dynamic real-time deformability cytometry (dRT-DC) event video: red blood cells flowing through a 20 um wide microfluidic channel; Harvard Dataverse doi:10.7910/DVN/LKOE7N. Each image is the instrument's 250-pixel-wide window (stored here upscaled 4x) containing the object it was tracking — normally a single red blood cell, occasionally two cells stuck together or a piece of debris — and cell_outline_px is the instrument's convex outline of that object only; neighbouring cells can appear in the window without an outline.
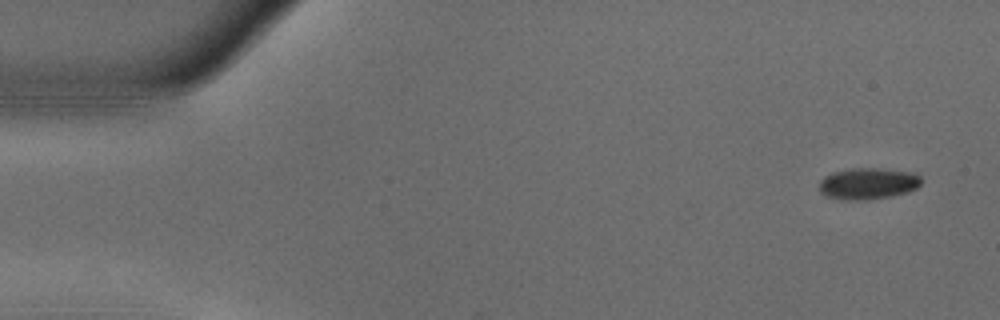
{"species": "common noctule bat (a hibernating species)", "species_latin": "Nyctalus noctula", "temperature_condition": "warm", "stored_images_in_passage": 52, "camera_frame_rate_fps": 3000, "um_per_image_px": 0.085, "animal": {"sex": "male", "body_mass_g": 18.8}, "frame": {"image": 1, "passage_image": 1, "time_ms": 0.0, "image_size_px": [1000, 320], "cell_outline_px": [[920, 184], [916, 188], [908, 192], [892, 196], [868, 200], [840, 200], [824, 196], [820, 192], [820, 180], [824, 176], [832, 172], [852, 168], [880, 168], [912, 172], [920, 176]], "centroid_in_image_um": [73.75, 15.61], "position_along_channel_um": 11.3, "area_um2": 18.96}}
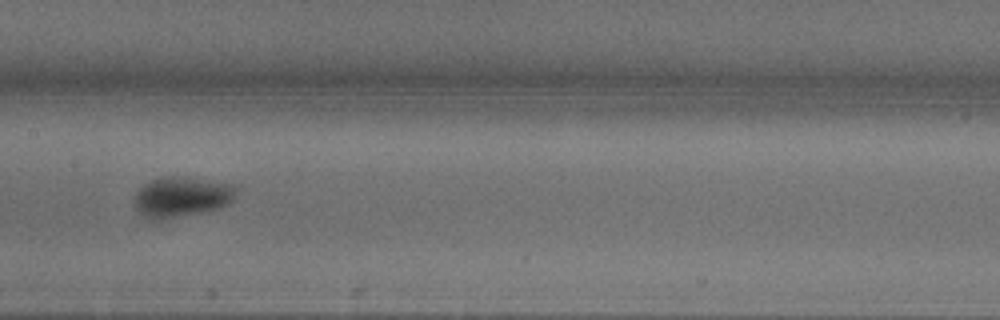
{"frame": {"image": 2, "passage_image": 25, "time_ms": 8.0, "image_size_px": [1000, 320], "cell_outline_px": [[236, 188], [232, 200], [228, 204], [220, 208], [164, 220], [148, 220], [136, 208], [136, 192], [144, 184], [152, 180], [164, 176], [184, 176], [232, 184]], "centroid_in_image_um": [15.43, 16.74], "position_along_channel_um": 192.0, "area_um2": 23.87}}
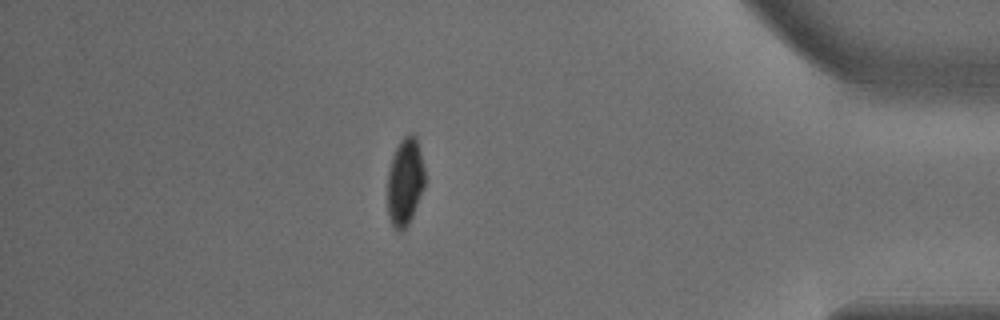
{"frame": {"image": 3, "passage_image": 45, "time_ms": 14.667, "image_size_px": [1000, 320], "cell_outline_px": [[424, 188], [412, 216], [408, 224], [400, 232], [396, 232], [388, 216], [388, 172], [392, 156], [400, 140], [408, 132], [412, 132], [416, 136], [424, 168]], "centroid_in_image_um": [34.42, 15.43], "position_along_channel_um": 400.8, "area_um2": 19.07}, "authors_computed_cell_mechanics": {"area_um2": 20.4323, "velocity_mm_per_s": 3.7289, "shape_relaxation_time_tau1_ms": 6.8241, "shape_relaxation_time_tau2_ms": null, "deformation_change_tau1": 0.1623, "deformation_change_tau2": null}}